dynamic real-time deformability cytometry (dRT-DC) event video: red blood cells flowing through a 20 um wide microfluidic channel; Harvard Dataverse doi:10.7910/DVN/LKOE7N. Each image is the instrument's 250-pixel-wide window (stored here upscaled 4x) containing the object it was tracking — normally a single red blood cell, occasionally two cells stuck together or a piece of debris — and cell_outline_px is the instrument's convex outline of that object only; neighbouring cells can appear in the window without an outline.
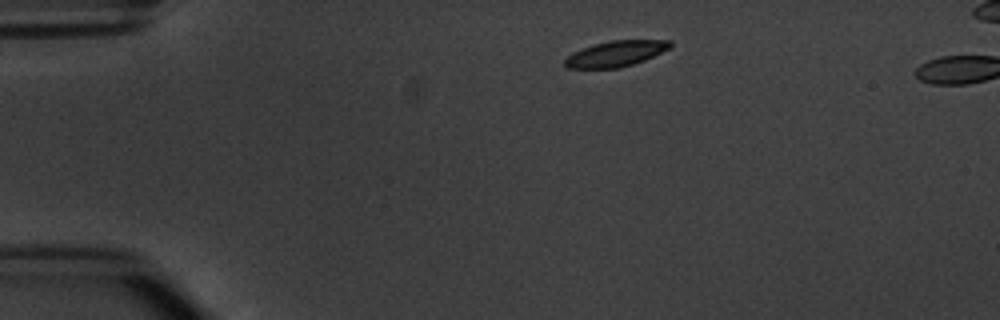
{"species": "common noctule bat (a hibernating species)", "species_latin": "Nyctalus noctula", "temperature_condition": "warm", "stored_images_in_passage": 3, "camera_frame_rate_fps": 3000, "um_per_image_px": 0.085, "animal": {"sex": "male", "body_mass_g": 20.1, "forearm_length_mm": 53.5}, "frame": {"image": 1, "passage_image": 1, "time_ms": 0.0, "image_size_px": [1000, 320], "cell_outline_px": [[672, 44], [668, 48], [644, 60], [620, 68], [568, 68], [564, 64], [564, 60], [572, 52], [592, 44], [612, 40], [672, 40]], "centroid_in_image_um": [52.3, 4.56], "position_along_channel_um": 32.7, "area_um2": 15.66}}